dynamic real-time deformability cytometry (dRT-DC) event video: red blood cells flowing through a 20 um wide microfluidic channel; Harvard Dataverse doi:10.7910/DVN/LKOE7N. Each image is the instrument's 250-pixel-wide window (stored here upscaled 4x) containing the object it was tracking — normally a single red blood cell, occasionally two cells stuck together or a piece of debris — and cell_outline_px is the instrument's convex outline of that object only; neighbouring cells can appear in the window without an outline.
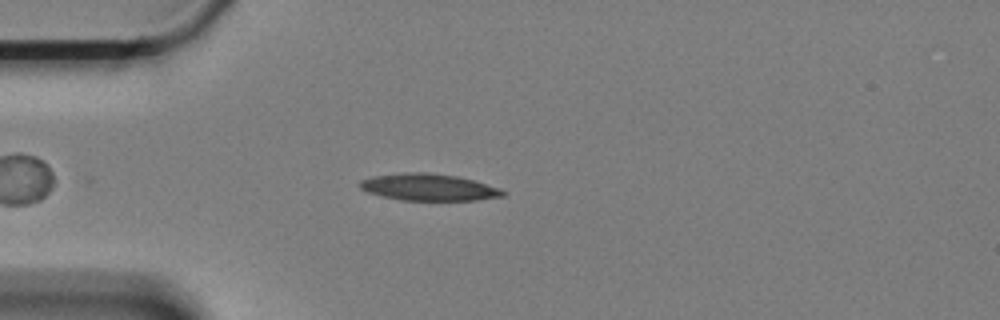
{"species": "Egyptian fruit bat (a non-hibernating species)", "species_latin": "Rousettus aegyptiacus", "temperature_condition": "cold", "stored_images_in_passage": 56, "camera_frame_rate_fps": 3000, "um_per_image_px": 0.085, "animal": {"sex": "female"}, "frame": {"image": 1, "passage_image": 15, "time_ms": 4.667, "image_size_px": [1000, 320], "cell_outline_px": [[504, 196], [476, 200], [400, 200], [368, 192], [360, 188], [356, 184], [360, 180], [372, 176], [408, 172], [428, 172], [456, 176], [472, 180], [500, 188], [504, 192]], "centroid_in_image_um": [36.39, 15.91], "position_along_channel_um": 48.6, "area_um2": 22.25}}
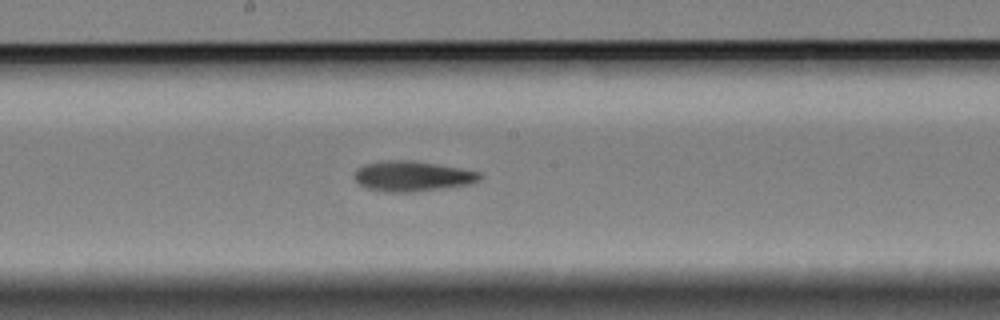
{"frame": {"image": 2, "passage_image": 31, "time_ms": 10.0, "image_size_px": [1000, 320], "cell_outline_px": [[484, 176], [480, 180], [472, 184], [412, 192], [380, 192], [364, 188], [356, 180], [356, 168], [364, 164], [384, 160], [412, 160], [460, 168], [480, 172]], "centroid_in_image_um": [35.05, 14.98], "position_along_channel_um": 213.1, "area_um2": 22.31}}
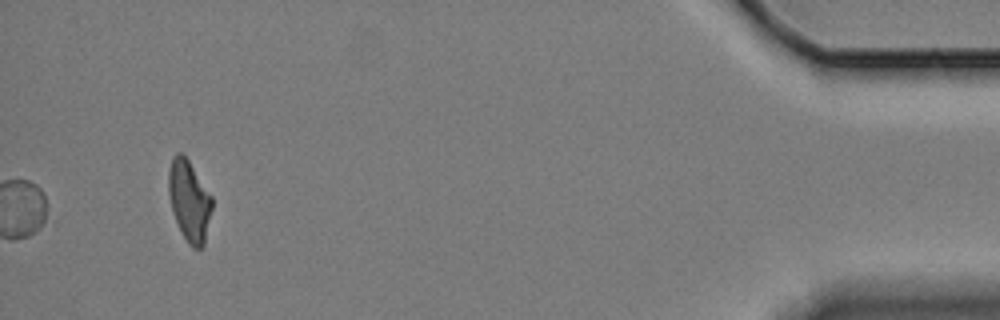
{"frame": {"image": 3, "passage_image": 56, "time_ms": 18.333, "image_size_px": [1000, 320], "cell_outline_px": [[212, 208], [204, 244], [200, 248], [192, 248], [188, 244], [180, 232], [172, 212], [168, 192], [168, 172], [172, 156], [176, 152], [180, 152], [188, 160], [212, 196]], "centroid_in_image_um": [16.06, 17.07], "position_along_channel_um": 419.1, "area_um2": 20.58}, "authors_computed_cell_mechanics": {"area_um2": 21.6172, "velocity_mm_per_s": 3.3216, "shape_relaxation_time_tau1_ms": null, "shape_relaxation_time_tau2_ms": 6.1679, "deformation_change_tau1": null, "deformation_change_tau2": 0.1411}}